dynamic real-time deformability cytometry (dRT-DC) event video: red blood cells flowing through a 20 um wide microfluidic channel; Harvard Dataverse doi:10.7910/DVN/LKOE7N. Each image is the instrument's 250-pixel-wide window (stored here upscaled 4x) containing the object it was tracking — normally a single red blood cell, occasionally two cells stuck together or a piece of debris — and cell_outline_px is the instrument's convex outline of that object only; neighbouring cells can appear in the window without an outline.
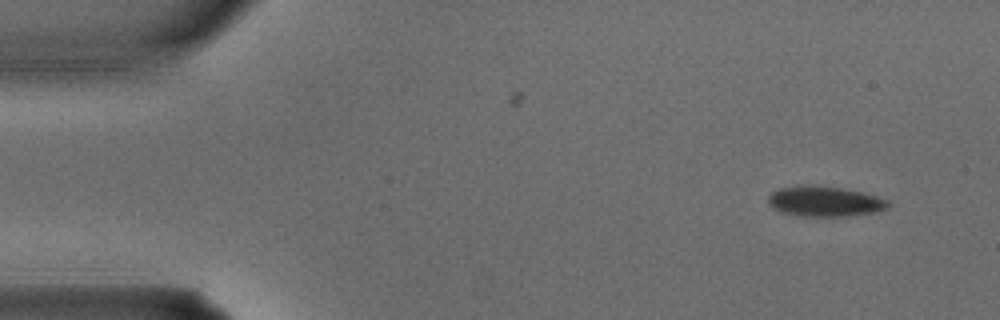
{"species": "common noctule bat (a hibernating species)", "species_latin": "Nyctalus noctula", "temperature_condition": "warm", "stored_images_in_passage": 2, "camera_frame_rate_fps": 3000, "um_per_image_px": 0.085, "animal": {"sex": "male", "body_mass_g": 15.6}, "frame": {"image": 1, "passage_image": 2, "time_ms": 0.333, "image_size_px": [1000, 320], "cell_outline_px": [[892, 204], [888, 208], [876, 212], [848, 216], [800, 216], [780, 212], [772, 208], [768, 204], [768, 196], [772, 192], [780, 188], [840, 188], [860, 192], [876, 196], [888, 200]], "centroid_in_image_um": [70.14, 17.18], "position_along_channel_um": 14.9, "area_um2": 20.4}}